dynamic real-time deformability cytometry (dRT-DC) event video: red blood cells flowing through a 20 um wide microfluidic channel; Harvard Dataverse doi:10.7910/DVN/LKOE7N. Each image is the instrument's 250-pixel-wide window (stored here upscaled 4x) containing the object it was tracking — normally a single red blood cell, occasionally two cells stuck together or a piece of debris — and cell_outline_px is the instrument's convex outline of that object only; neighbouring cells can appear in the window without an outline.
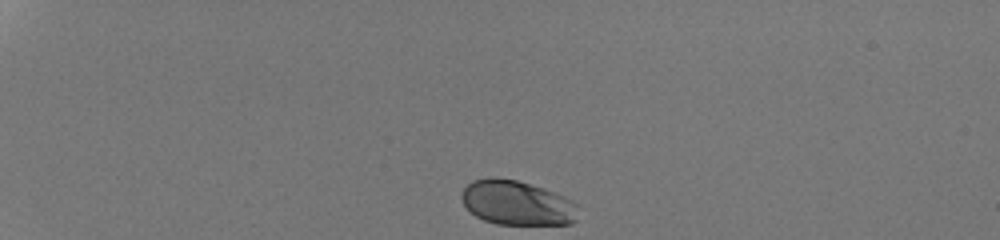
{"species": "human", "species_latin": "Homo sapiens", "temperature_condition": "room temperature", "stored_images_in_passage": 34, "camera_frame_rate_fps": 3000, "um_per_image_px": 0.085, "donor": {"sex": "male"}, "frame": {"image": 1, "passage_image": 1, "time_ms": 0.0, "image_size_px": [1000, 240], "cell_outline_px": [[576, 220], [572, 224], [496, 224], [484, 220], [476, 216], [464, 204], [460, 196], [464, 188], [472, 180], [516, 180], [544, 188], [564, 196], [572, 200], [576, 204]], "centroid_in_image_um": [43.97, 17.28], "position_along_channel_um": 41.0, "area_um2": 29.59}}
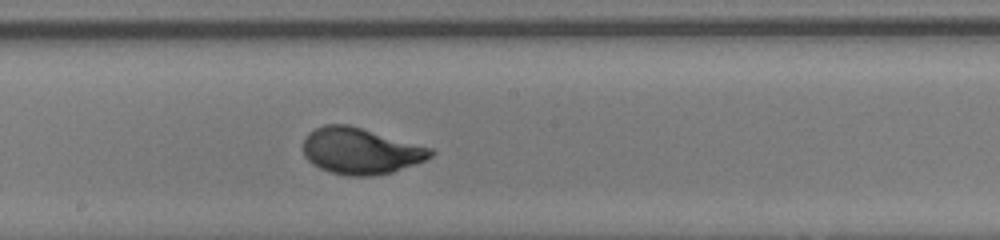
{"frame": {"image": 2, "passage_image": 20, "time_ms": 6.333, "image_size_px": [1000, 240], "cell_outline_px": [[436, 152], [432, 156], [424, 160], [392, 172], [372, 176], [348, 176], [328, 172], [312, 164], [304, 156], [304, 140], [308, 132], [324, 124], [348, 124], [436, 148]], "centroid_in_image_um": [30.67, 12.82], "position_along_channel_um": 217.5, "area_um2": 34.74}}
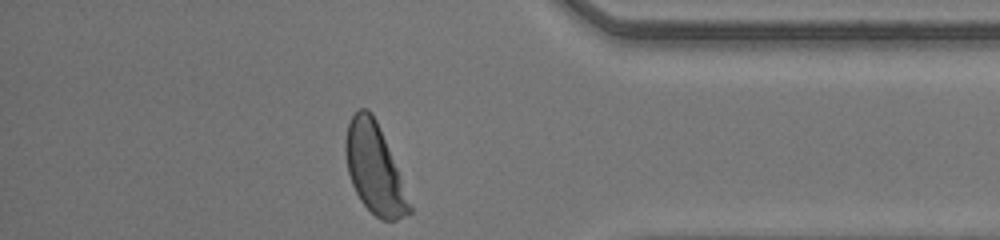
{"frame": {"image": 3, "passage_image": 34, "time_ms": 11.0, "image_size_px": [1000, 240], "cell_outline_px": [[412, 212], [396, 220], [380, 220], [360, 200], [352, 184], [348, 172], [344, 152], [344, 144], [348, 124], [352, 116], [360, 108], [368, 108], [372, 112], [376, 120], [396, 168], [412, 208]], "centroid_in_image_um": [31.79, 14.33], "position_along_channel_um": 403.4, "area_um2": 32.54}, "authors_computed_cell_mechanics": {"area_um2": 32.8304, "velocity_mm_per_s": 4.2183, "shape_relaxation_time_tau1_ms": 2.0416, "shape_relaxation_time_tau2_ms": null, "deformation_change_tau1": 0.1139, "deformation_change_tau2": null}}